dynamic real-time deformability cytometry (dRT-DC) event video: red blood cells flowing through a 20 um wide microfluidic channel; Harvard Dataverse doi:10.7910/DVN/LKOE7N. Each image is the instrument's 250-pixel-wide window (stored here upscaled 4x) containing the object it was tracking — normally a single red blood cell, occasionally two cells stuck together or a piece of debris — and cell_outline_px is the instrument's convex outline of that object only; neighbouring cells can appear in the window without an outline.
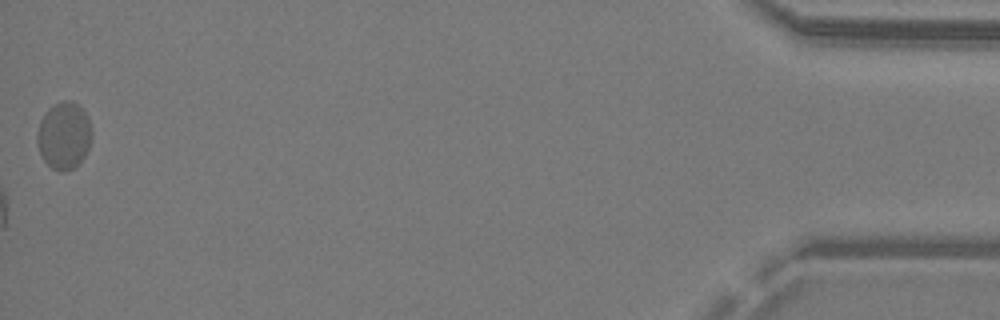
{"species": "common noctule bat (a hibernating species)", "species_latin": "Nyctalus noctula", "temperature_condition": "warm", "stored_images_in_passage": 42, "camera_frame_rate_fps": 3000, "um_per_image_px": 0.085, "animal": {"sex": "male", "body_mass_g": 19.2, "forearm_length_mm": 51.8}, "frame": {"image": 1, "passage_image": 42, "time_ms": 13.667, "image_size_px": [1000, 320], "cell_outline_px": [[92, 136], [88, 148], [84, 156], [72, 168], [64, 172], [60, 172], [52, 168], [40, 156], [36, 140], [36, 132], [40, 120], [48, 108], [64, 100], [72, 100], [88, 116], [92, 132]], "centroid_in_image_um": [5.41, 11.52], "position_along_channel_um": 429.8, "area_um2": 21.39}}